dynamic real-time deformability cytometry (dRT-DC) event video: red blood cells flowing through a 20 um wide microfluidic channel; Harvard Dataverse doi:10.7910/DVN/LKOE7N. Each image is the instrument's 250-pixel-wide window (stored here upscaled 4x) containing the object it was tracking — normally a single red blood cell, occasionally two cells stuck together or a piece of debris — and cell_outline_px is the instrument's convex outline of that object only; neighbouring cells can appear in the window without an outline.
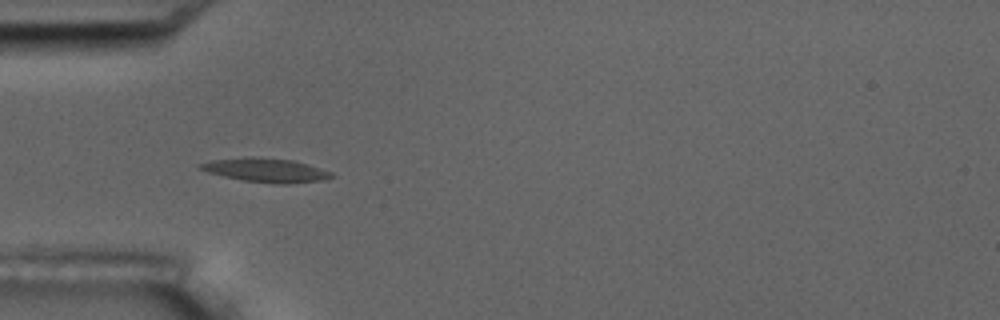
{"species": "common noctule bat (a hibernating species)", "species_latin": "Nyctalus noctula", "temperature_condition": "room temperature", "stored_images_in_passage": 5, "camera_frame_rate_fps": 3000, "um_per_image_px": 0.085, "animal": {"sex": "male", "body_mass_g": 17.5, "forearm_length_mm": 52.3}, "frame": {"image": 1, "passage_image": 4, "time_ms": 4.0, "image_size_px": [1000, 320], "cell_outline_px": [[336, 176], [324, 180], [288, 184], [280, 184], [244, 180], [224, 176], [208, 172], [196, 168], [196, 164], [212, 160], [248, 156], [256, 156], [292, 160], [332, 172]], "centroid_in_image_um": [22.57, 14.45], "position_along_channel_um": 62.4, "area_um2": 18.38}}